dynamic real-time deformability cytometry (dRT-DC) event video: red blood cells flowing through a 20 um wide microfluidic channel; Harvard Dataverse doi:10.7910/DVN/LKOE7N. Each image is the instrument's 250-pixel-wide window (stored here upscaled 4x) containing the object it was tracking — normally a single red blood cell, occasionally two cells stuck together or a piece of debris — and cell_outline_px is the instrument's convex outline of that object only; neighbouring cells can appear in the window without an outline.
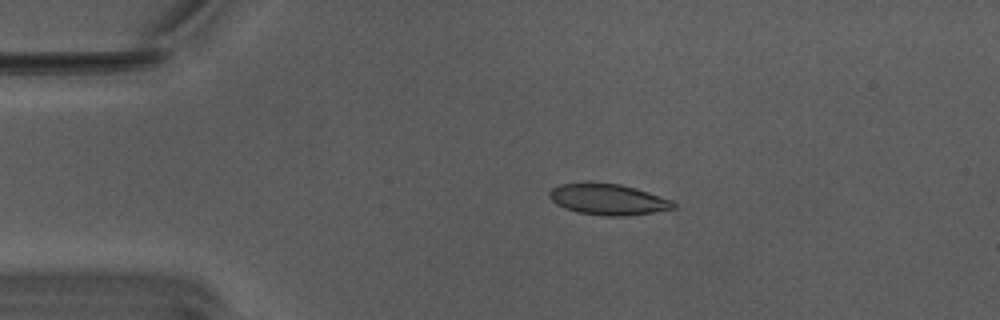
{"species": "Egyptian fruit bat (a non-hibernating species)", "species_latin": "Rousettus aegyptiacus", "temperature_condition": "warm", "stored_images_in_passage": 43, "camera_frame_rate_fps": 3000, "um_per_image_px": 0.085, "animal": {"sex": "male"}, "frame": {"image": 1, "passage_image": 7, "time_ms": 2.0, "image_size_px": [1000, 320], "cell_outline_px": [[676, 208], [652, 212], [624, 216], [604, 216], [580, 212], [564, 208], [556, 204], [548, 196], [548, 192], [552, 188], [560, 184], [620, 184], [636, 188], [672, 200], [676, 204]], "centroid_in_image_um": [51.7, 16.97], "position_along_channel_um": 33.3, "area_um2": 21.96}}
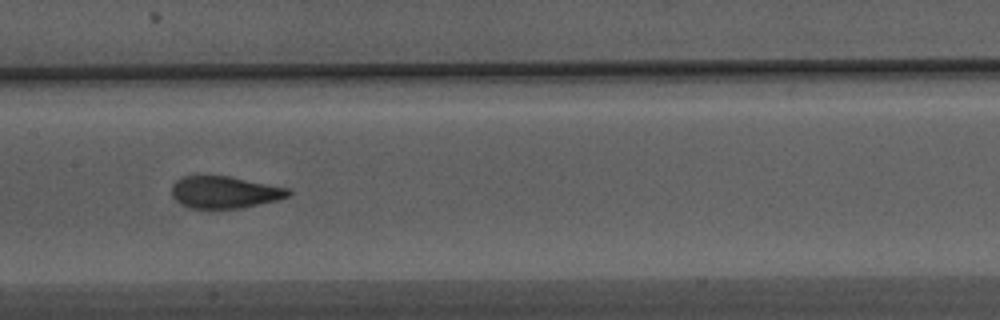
{"frame": {"image": 2, "passage_image": 23, "time_ms": 7.333, "image_size_px": [1000, 320], "cell_outline_px": [[292, 192], [288, 196], [276, 200], [240, 208], [192, 208], [176, 200], [172, 196], [172, 184], [180, 176], [228, 176], [288, 188]], "centroid_in_image_um": [19.07, 16.33], "position_along_channel_um": 188.3, "area_um2": 21.44}}
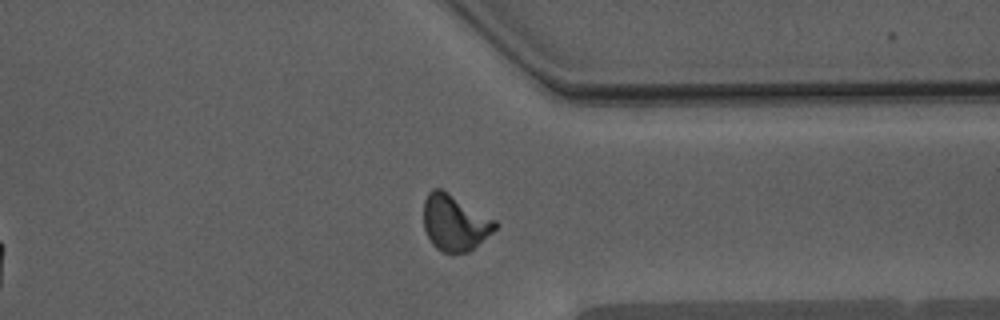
{"frame": {"image": 3, "passage_image": 38, "time_ms": 12.333, "image_size_px": [1000, 320], "cell_outline_px": [[496, 228], [492, 232], [468, 252], [452, 256], [440, 252], [432, 244], [424, 228], [424, 200], [428, 192], [432, 188], [440, 188], [448, 192], [496, 220]], "centroid_in_image_um": [38.62, 18.96], "position_along_channel_um": 372.8, "area_um2": 23.52}, "authors_computed_cell_mechanics": {"area_um2": 22.4264, "velocity_mm_per_s": 3.7498, "shape_relaxation_time_tau1_ms": 4.728, "shape_relaxation_time_tau2_ms": 0.8244, "deformation_change_tau1": 0.1736, "deformation_change_tau2": 0.0584}}